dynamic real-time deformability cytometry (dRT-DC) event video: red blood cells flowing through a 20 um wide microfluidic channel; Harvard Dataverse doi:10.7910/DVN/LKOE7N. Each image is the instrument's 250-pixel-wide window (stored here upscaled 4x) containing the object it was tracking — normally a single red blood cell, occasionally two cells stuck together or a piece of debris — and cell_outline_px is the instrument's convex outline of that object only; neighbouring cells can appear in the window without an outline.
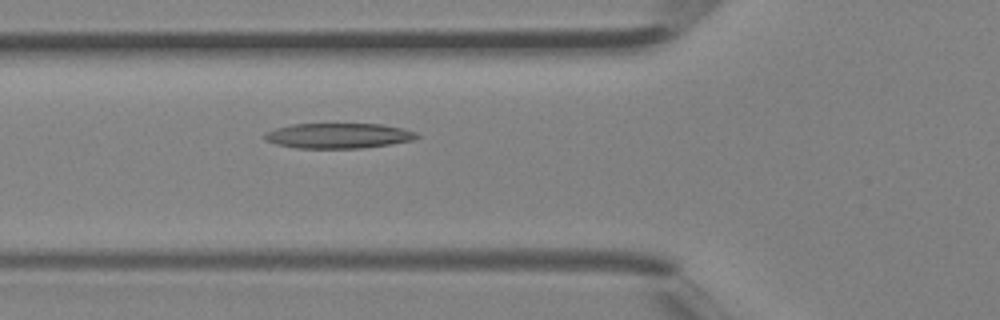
{"species": "Egyptian fruit bat (a non-hibernating species)", "species_latin": "Rousettus aegyptiacus", "temperature_condition": "room temperature", "stored_images_in_passage": 34, "camera_frame_rate_fps": 3000, "um_per_image_px": 0.085, "animal": {"sex": "female"}, "frame": {"image": 1, "passage_image": 15, "time_ms": 4.667, "image_size_px": [1000, 320], "cell_outline_px": [[420, 136], [412, 140], [388, 144], [360, 148], [296, 148], [276, 144], [264, 140], [264, 132], [276, 128], [292, 124], [380, 124], [404, 128], [416, 132]], "centroid_in_image_um": [28.73, 11.53], "position_along_channel_um": 97.1, "area_um2": 22.31}}
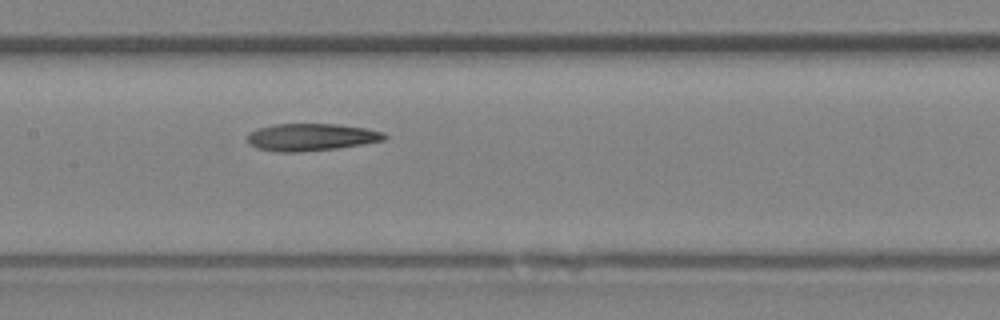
{"frame": {"image": 2, "passage_image": 20, "time_ms": 6.333, "image_size_px": [1000, 320], "cell_outline_px": [[388, 136], [384, 140], [336, 148], [300, 152], [276, 152], [256, 148], [248, 144], [248, 132], [256, 128], [272, 124], [336, 124], [364, 128], [384, 132]], "centroid_in_image_um": [26.38, 11.65], "position_along_channel_um": 181.0, "area_um2": 21.85}}
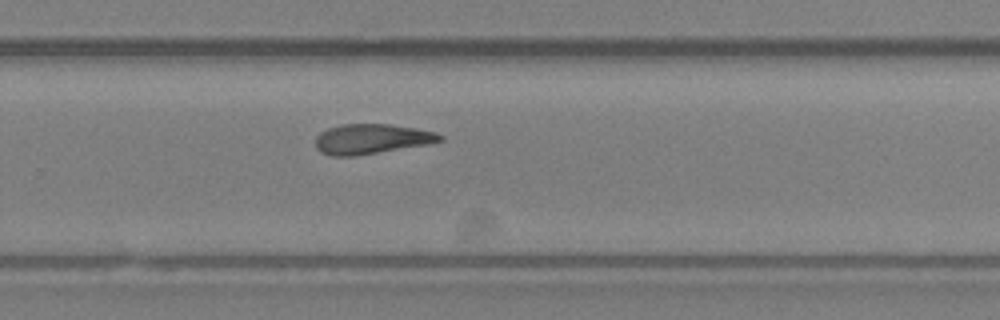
{"frame": {"image": 3, "passage_image": 27, "time_ms": 8.667, "image_size_px": [1000, 320], "cell_outline_px": [[444, 140], [428, 144], [352, 156], [332, 156], [320, 152], [316, 148], [316, 136], [320, 132], [328, 128], [340, 124], [388, 124], [416, 128], [436, 132], [444, 136]], "centroid_in_image_um": [31.57, 11.8], "position_along_channel_um": 298.2, "area_um2": 21.68}}